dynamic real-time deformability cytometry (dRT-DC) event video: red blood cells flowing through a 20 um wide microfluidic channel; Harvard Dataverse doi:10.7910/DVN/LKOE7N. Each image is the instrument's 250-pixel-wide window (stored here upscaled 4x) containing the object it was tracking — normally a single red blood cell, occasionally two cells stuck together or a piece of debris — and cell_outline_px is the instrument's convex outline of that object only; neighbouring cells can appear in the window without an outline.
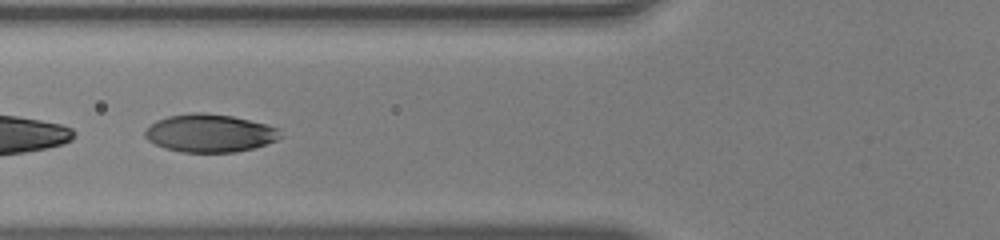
{"species": "human", "species_latin": "Homo sapiens", "temperature_condition": "warm", "stored_images_in_passage": 24, "segment_of_instrument_passage": [2, 2], "camera_frame_rate_fps": 3000, "um_per_image_px": 0.085, "donor": {"sex": "male"}, "frame": {"image": 1, "passage_image": 12, "time_ms": 3.667, "image_size_px": [1000, 240], "cell_outline_px": [[284, 136], [276, 140], [252, 148], [236, 152], [180, 152], [164, 148], [148, 140], [144, 136], [144, 132], [156, 120], [168, 116], [192, 112], [204, 112], [232, 116], [280, 128]], "centroid_in_image_um": [17.83, 11.31], "position_along_channel_um": 108.0, "area_um2": 29.94}}
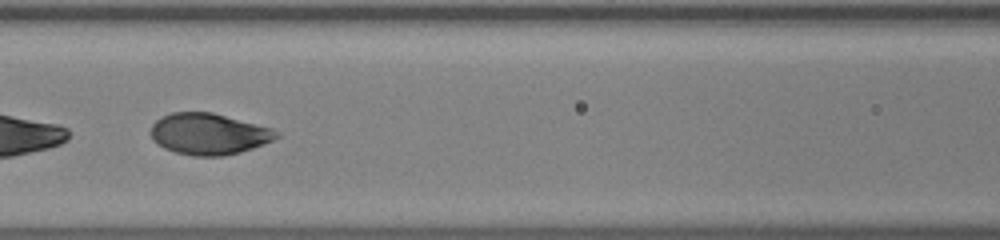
{"frame": {"image": 2, "passage_image": 15, "time_ms": 4.667, "image_size_px": [1000, 240], "cell_outline_px": [[280, 136], [272, 140], [252, 148], [240, 152], [224, 156], [192, 156], [176, 152], [164, 148], [152, 140], [152, 124], [160, 116], [172, 112], [212, 112], [272, 128], [280, 132]], "centroid_in_image_um": [17.74, 11.38], "position_along_channel_um": 148.9, "area_um2": 30.23}}
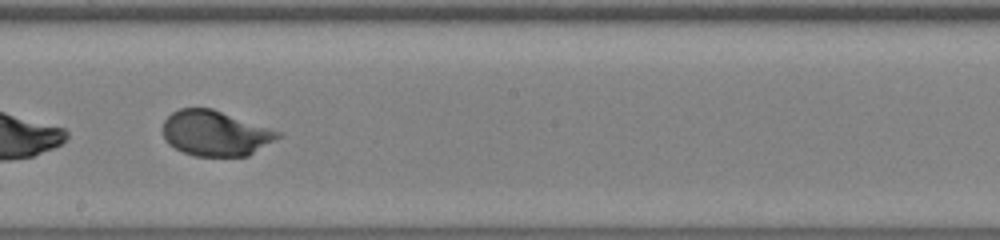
{"frame": {"image": 3, "passage_image": 21, "time_ms": 6.667, "image_size_px": [1000, 240], "cell_outline_px": [[284, 136], [248, 156], [196, 156], [184, 152], [168, 144], [164, 140], [164, 120], [172, 112], [180, 108], [212, 108], [280, 132]], "centroid_in_image_um": [18.32, 11.33], "position_along_channel_um": 229.9, "area_um2": 30.29}}